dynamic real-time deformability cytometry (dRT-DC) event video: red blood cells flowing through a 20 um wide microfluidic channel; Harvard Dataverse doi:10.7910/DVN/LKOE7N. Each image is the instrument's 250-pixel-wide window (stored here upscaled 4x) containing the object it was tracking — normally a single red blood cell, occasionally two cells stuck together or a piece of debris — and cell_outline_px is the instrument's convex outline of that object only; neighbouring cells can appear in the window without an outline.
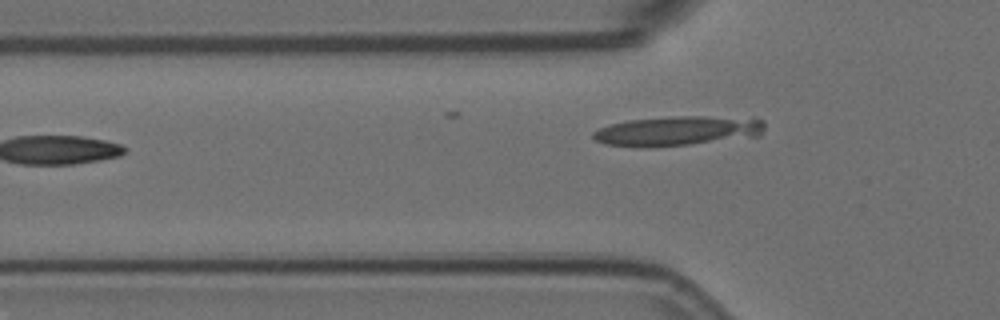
{"species": "Egyptian fruit bat (a non-hibernating species)", "species_latin": "Rousettus aegyptiacus", "temperature_condition": "room temperature", "stored_images_in_passage": 2, "camera_frame_rate_fps": 3000, "um_per_image_px": 0.085, "animal": {"sex": "female"}, "frame": {"image": 1, "passage_image": 2, "time_ms": 0.333, "image_size_px": [1000, 320], "cell_outline_px": [[764, 128], [760, 136], [688, 144], [644, 148], [640, 148], [604, 144], [596, 140], [592, 136], [592, 132], [608, 124], [628, 120], [672, 116], [752, 116], [764, 120]], "centroid_in_image_um": [57.64, 11.11], "position_along_channel_um": 68.2, "area_um2": 30.29}}